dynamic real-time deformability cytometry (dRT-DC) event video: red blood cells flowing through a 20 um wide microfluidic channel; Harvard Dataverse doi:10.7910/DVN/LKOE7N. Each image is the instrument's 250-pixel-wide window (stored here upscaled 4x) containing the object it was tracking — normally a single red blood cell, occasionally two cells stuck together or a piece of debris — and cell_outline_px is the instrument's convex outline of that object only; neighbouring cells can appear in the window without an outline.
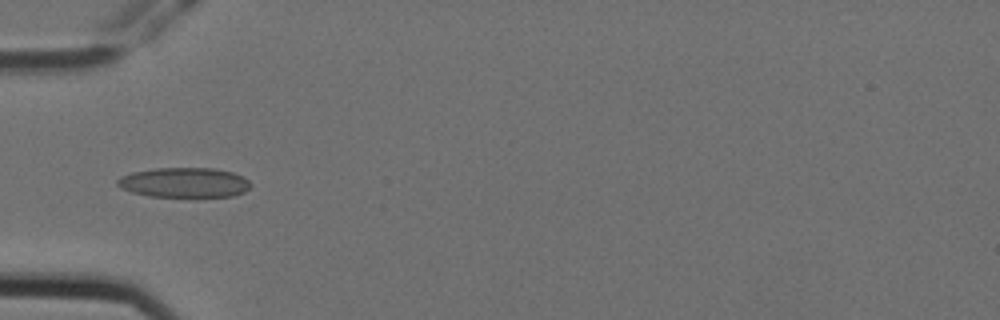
{"species": "Egyptian fruit bat (a non-hibernating species)", "species_latin": "Rousettus aegyptiacus", "temperature_condition": "cold", "stored_images_in_passage": 10, "camera_frame_rate_fps": 3000, "um_per_image_px": 0.085, "animal": {"sex": "female"}, "frame": {"image": 1, "passage_image": 4, "time_ms": 1.0, "image_size_px": [1000, 320], "cell_outline_px": [[252, 184], [244, 192], [232, 196], [148, 196], [132, 192], [120, 188], [116, 184], [116, 180], [120, 176], [132, 172], [156, 168], [212, 168], [232, 172], [244, 176]], "centroid_in_image_um": [15.64, 15.5], "position_along_channel_um": 69.4, "area_um2": 23.18}}
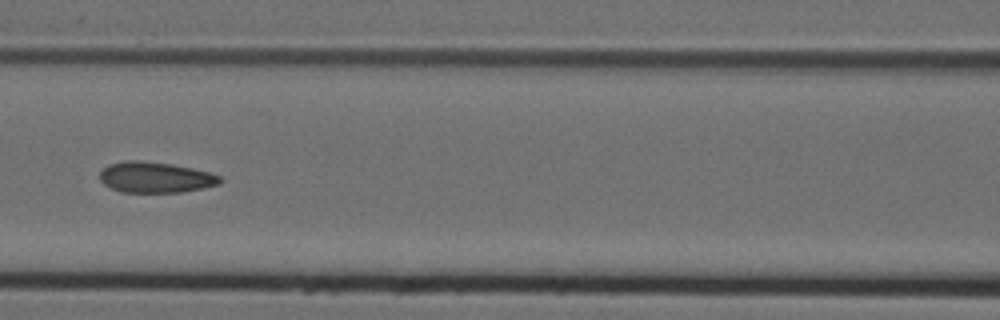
{"frame": {"image": 2, "passage_image": 6, "time_ms": 1.667, "image_size_px": [1000, 320], "cell_outline_px": [[224, 180], [220, 184], [204, 188], [180, 192], [120, 192], [104, 184], [100, 180], [100, 172], [108, 164], [128, 160], [136, 160], [172, 164], [192, 168], [208, 172], [220, 176]], "centroid_in_image_um": [13.22, 15.07], "position_along_channel_um": 153.4, "area_um2": 21.56}}
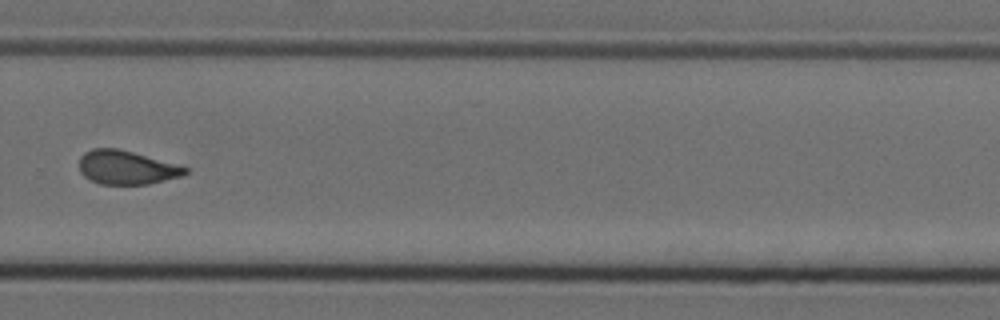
{"frame": {"image": 3, "passage_image": 10, "time_ms": 3.0, "image_size_px": [1000, 320], "cell_outline_px": [[188, 172], [180, 176], [148, 184], [100, 184], [84, 176], [80, 172], [80, 156], [84, 152], [92, 148], [116, 148], [132, 152], [188, 168]], "centroid_in_image_um": [10.7, 14.23], "position_along_channel_um": 319.1, "area_um2": 20.46}}